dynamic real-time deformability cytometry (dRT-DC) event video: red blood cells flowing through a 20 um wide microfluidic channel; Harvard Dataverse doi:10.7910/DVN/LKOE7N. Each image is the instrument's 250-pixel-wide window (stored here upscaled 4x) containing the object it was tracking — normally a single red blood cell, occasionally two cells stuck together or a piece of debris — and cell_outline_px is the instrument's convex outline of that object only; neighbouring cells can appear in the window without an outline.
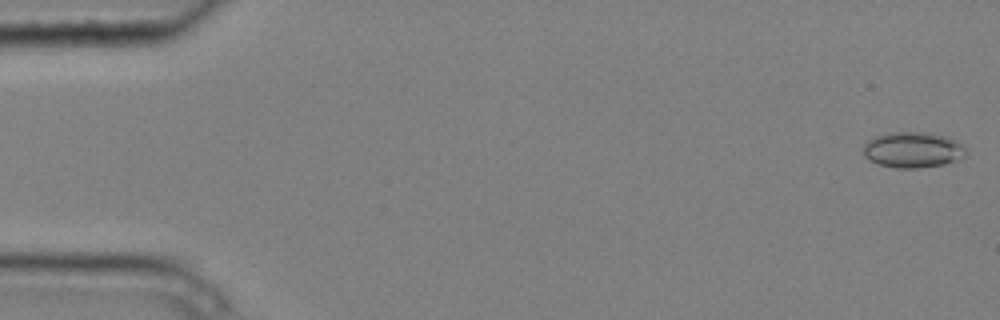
{"species": "common noctule bat (a hibernating species)", "species_latin": "Nyctalus noctula", "temperature_condition": "cold", "stored_images_in_passage": 4, "camera_frame_rate_fps": 3000, "um_per_image_px": 0.085, "animal": {"sex": "male", "body_mass_g": 20.4}, "frame": {"image": 1, "passage_image": 1, "time_ms": 0.0, "image_size_px": [1000, 320], "cell_outline_px": [[964, 156], [944, 164], [916, 168], [896, 168], [880, 164], [868, 160], [860, 152], [864, 144], [868, 140], [876, 136], [888, 132], [928, 132], [948, 136], [964, 144]], "centroid_in_image_um": [77.54, 12.72], "position_along_channel_um": 7.5, "area_um2": 21.56}}
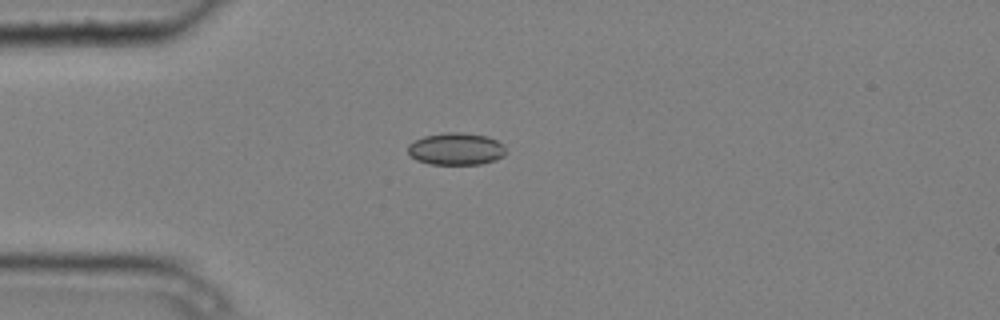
{"frame": {"image": 2, "passage_image": 4, "time_ms": 1.0, "image_size_px": [1000, 320], "cell_outline_px": [[504, 156], [496, 160], [480, 164], [432, 164], [416, 160], [408, 152], [408, 144], [424, 136], [444, 132], [460, 132], [488, 136], [504, 144]], "centroid_in_image_um": [38.78, 12.65], "position_along_channel_um": 46.2, "area_um2": 18.38}}